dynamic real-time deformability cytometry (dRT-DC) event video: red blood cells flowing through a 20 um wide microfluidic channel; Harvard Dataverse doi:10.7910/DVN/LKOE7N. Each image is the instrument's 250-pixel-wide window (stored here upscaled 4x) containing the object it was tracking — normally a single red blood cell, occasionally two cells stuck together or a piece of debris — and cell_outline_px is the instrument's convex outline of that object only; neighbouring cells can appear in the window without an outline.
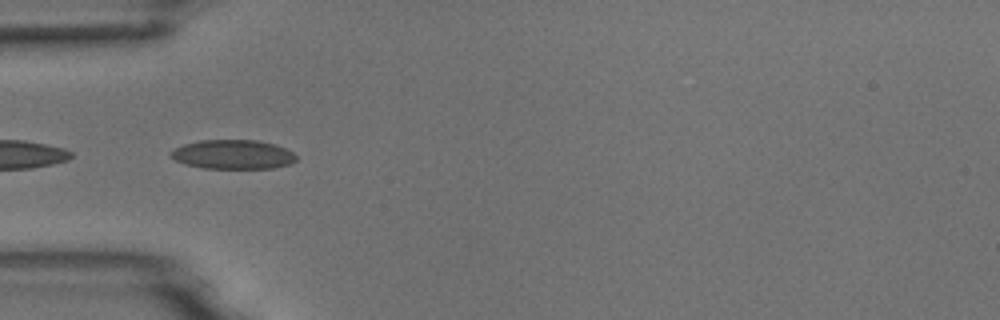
{"species": "common noctule bat (a hibernating species)", "species_latin": "Nyctalus noctula", "temperature_condition": "room temperature", "stored_images_in_passage": 25, "camera_frame_rate_fps": 3000, "um_per_image_px": 0.085, "animal": {"sex": "male", "body_mass_g": 18.8}, "frame": {"image": 1, "passage_image": 17, "time_ms": 5.333, "image_size_px": [1000, 320], "cell_outline_px": [[296, 160], [288, 164], [272, 168], [204, 168], [184, 164], [176, 160], [168, 152], [184, 144], [200, 140], [256, 140], [276, 144], [292, 152], [296, 156]], "centroid_in_image_um": [19.79, 13.12], "position_along_channel_um": 65.2, "area_um2": 21.21}}